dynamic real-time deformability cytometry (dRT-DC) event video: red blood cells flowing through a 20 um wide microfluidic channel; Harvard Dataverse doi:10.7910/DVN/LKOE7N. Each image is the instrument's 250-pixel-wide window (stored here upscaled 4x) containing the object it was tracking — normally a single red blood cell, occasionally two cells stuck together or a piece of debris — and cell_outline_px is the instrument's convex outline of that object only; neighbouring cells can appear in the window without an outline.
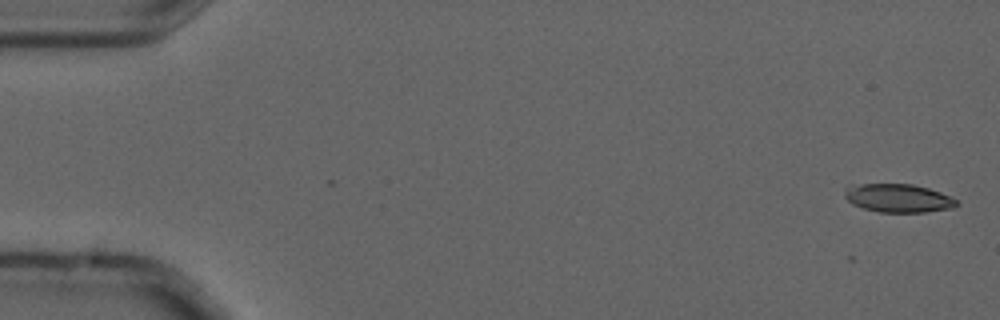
{"species": "common noctule bat (a hibernating species)", "species_latin": "Nyctalus noctula", "temperature_condition": "cold", "stored_images_in_passage": 14, "camera_frame_rate_fps": 3000, "um_per_image_px": 0.085, "animal": {"sex": "male", "forearm_length_mm": 52.5}, "frame": {"image": 1, "passage_image": 1, "time_ms": 0.0, "image_size_px": [1000, 320], "cell_outline_px": [[960, 204], [952, 208], [924, 212], [880, 212], [864, 208], [852, 204], [844, 196], [844, 188], [848, 184], [912, 184], [928, 188], [952, 196]], "centroid_in_image_um": [76.33, 16.83], "position_along_channel_um": 8.7, "area_um2": 18.67}}
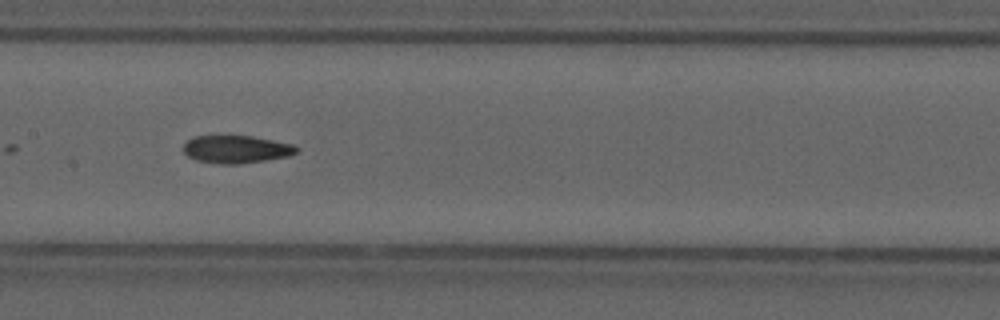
{"frame": {"image": 2, "passage_image": 7, "time_ms": 2.0, "image_size_px": [1000, 320], "cell_outline_px": [[300, 152], [288, 156], [240, 164], [216, 164], [196, 160], [188, 156], [184, 152], [184, 144], [192, 136], [252, 136], [296, 144], [300, 148]], "centroid_in_image_um": [20.13, 12.69], "position_along_channel_um": 187.3, "area_um2": 18.5}}
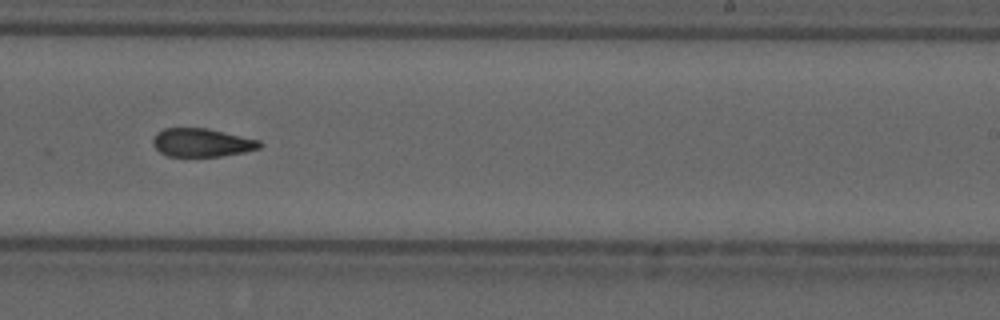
{"frame": {"image": 3, "passage_image": 9, "time_ms": 2.667, "image_size_px": [1000, 320], "cell_outline_px": [[264, 144], [260, 148], [244, 152], [220, 156], [168, 156], [160, 152], [152, 144], [152, 140], [156, 132], [164, 128], [208, 128], [260, 140]], "centroid_in_image_um": [17.16, 12.11], "position_along_channel_um": 271.8, "area_um2": 17.74}}